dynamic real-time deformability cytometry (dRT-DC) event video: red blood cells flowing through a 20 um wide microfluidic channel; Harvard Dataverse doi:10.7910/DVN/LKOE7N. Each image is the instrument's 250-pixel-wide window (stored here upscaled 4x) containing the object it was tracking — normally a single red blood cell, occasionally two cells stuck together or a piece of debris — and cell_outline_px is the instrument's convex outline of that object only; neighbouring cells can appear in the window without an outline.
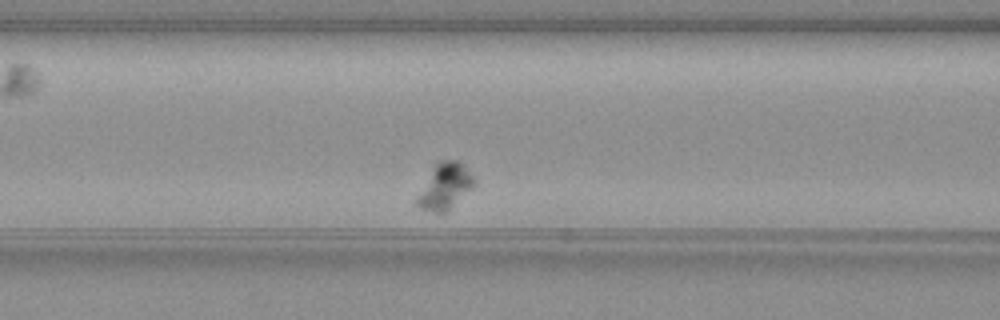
{"species": "common noctule bat (a hibernating species)", "species_latin": "Nyctalus noctula", "temperature_condition": "warm", "stored_images_in_passage": 45, "camera_frame_rate_fps": 3000, "um_per_image_px": 0.085, "animal": {"sex": "female", "body_mass_g": 19.3, "forearm_length_mm": 54.1}, "frame": {"image": 1, "passage_image": 9, "time_ms": 2.667, "image_size_px": [1000, 320], "cell_outline_px": [[476, 184], [448, 212], [432, 212], [420, 208], [416, 204], [416, 196], [432, 164], [436, 160], [460, 160], [476, 180]], "centroid_in_image_um": [37.79, 15.81], "position_along_channel_um": 128.8, "area_um2": 15.84}}
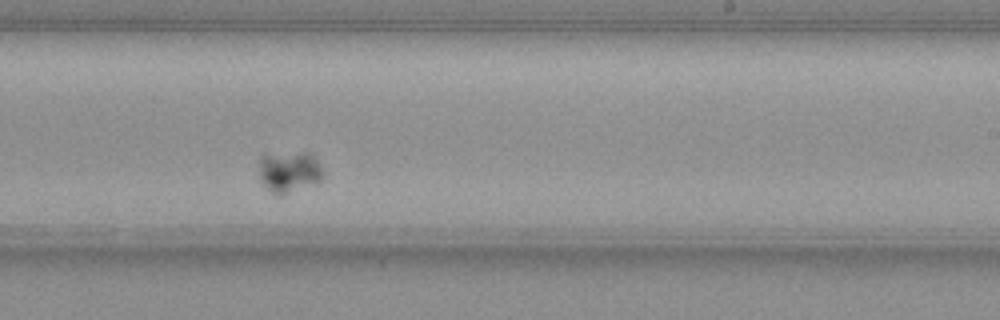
{"frame": {"image": 2, "passage_image": 21, "time_ms": 6.667, "image_size_px": [1000, 320], "cell_outline_px": [[324, 176], [316, 184], [284, 196], [280, 196], [272, 192], [260, 180], [260, 156], [264, 152], [312, 152], [320, 164], [324, 172]], "centroid_in_image_um": [24.61, 14.58], "position_along_channel_um": 264.4, "area_um2": 16.18}}
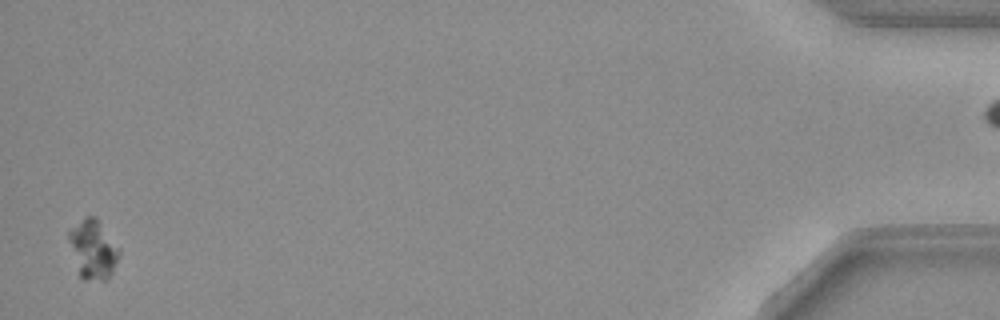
{"frame": {"image": 3, "passage_image": 43, "time_ms": 14.0, "image_size_px": [1000, 320], "cell_outline_px": [[120, 252], [112, 272], [108, 280], [84, 280], [80, 276], [68, 240], [68, 232], [84, 216], [96, 216], [120, 248]], "centroid_in_image_um": [7.92, 21.18], "position_along_channel_um": 427.3, "area_um2": 17.22}}